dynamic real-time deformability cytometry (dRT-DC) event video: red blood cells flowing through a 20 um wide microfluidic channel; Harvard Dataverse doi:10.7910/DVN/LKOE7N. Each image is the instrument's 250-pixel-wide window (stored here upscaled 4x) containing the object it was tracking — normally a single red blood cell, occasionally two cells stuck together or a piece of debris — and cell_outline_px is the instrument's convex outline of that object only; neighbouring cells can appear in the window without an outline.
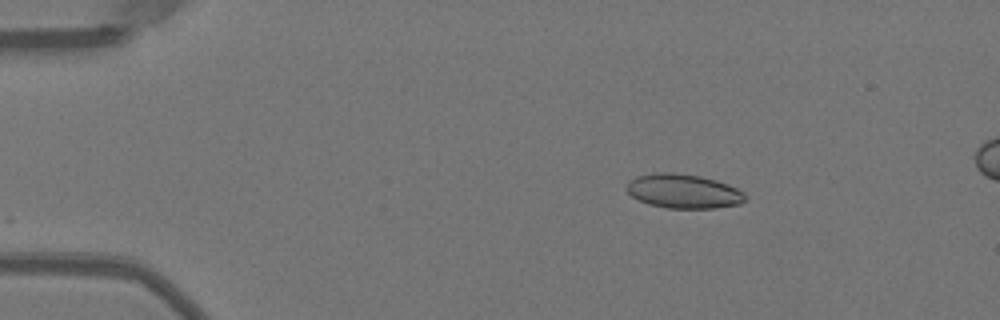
{"species": "Egyptian fruit bat (a non-hibernating species)", "species_latin": "Rousettus aegyptiacus", "temperature_condition": "warm", "stored_images_in_passage": 43, "camera_frame_rate_fps": 3000, "um_per_image_px": 0.085, "animal": {"sex": "female"}, "frame": {"image": 1, "passage_image": 1, "time_ms": 0.0, "image_size_px": [1000, 320], "cell_outline_px": [[744, 200], [740, 204], [716, 208], [668, 208], [648, 204], [632, 196], [624, 188], [628, 180], [636, 176], [656, 172], [672, 172], [700, 176], [716, 180], [728, 184], [744, 192]], "centroid_in_image_um": [58.05, 16.24], "position_along_channel_um": 26.9, "area_um2": 23.76}}
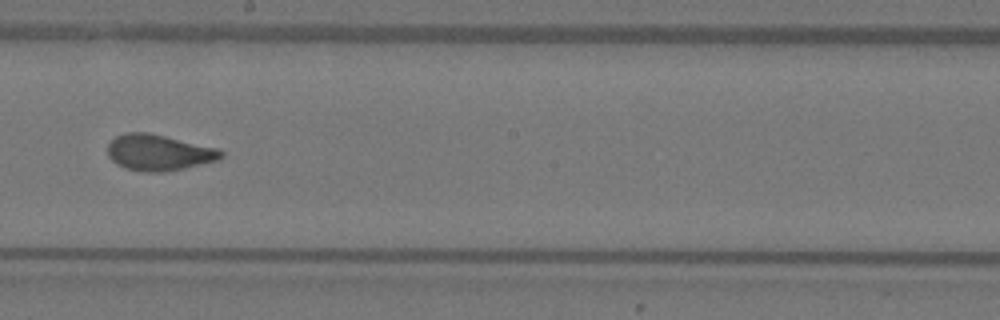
{"frame": {"image": 2, "passage_image": 22, "time_ms": 7.0, "image_size_px": [1000, 320], "cell_outline_px": [[224, 156], [220, 160], [184, 168], [164, 172], [148, 172], [124, 168], [116, 164], [108, 156], [108, 144], [116, 136], [128, 132], [148, 132], [220, 148], [224, 152]], "centroid_in_image_um": [13.54, 12.96], "position_along_channel_um": 234.7, "area_um2": 24.04}}
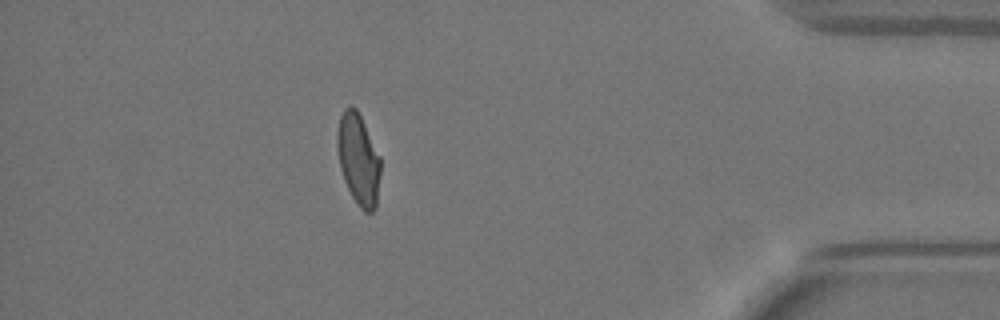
{"frame": {"image": 3, "passage_image": 38, "time_ms": 12.333, "image_size_px": [1000, 320], "cell_outline_px": [[380, 176], [376, 208], [372, 212], [364, 212], [360, 208], [352, 196], [344, 180], [340, 168], [336, 144], [336, 132], [340, 116], [344, 108], [348, 104], [352, 104], [356, 108], [380, 156]], "centroid_in_image_um": [30.45, 13.52], "position_along_channel_um": 404.8, "area_um2": 23.18}}